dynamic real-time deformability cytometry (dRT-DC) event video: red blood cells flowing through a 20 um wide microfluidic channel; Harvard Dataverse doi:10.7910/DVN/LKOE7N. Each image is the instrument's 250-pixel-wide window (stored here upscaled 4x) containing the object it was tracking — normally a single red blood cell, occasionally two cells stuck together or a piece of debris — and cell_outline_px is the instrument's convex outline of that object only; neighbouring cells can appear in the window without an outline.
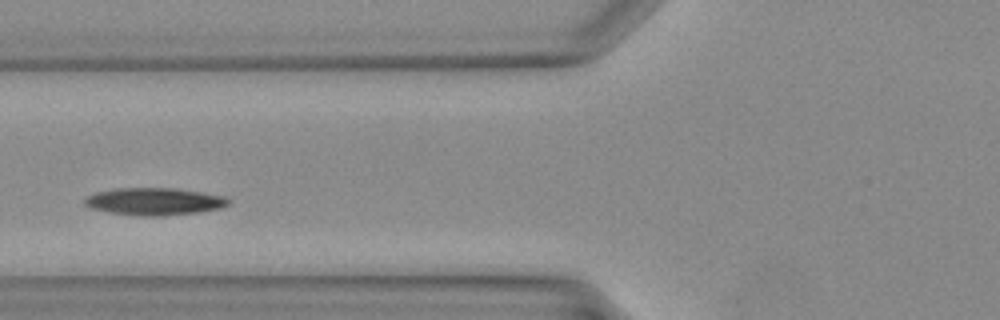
{"species": "Egyptian fruit bat (a non-hibernating species)", "species_latin": "Rousettus aegyptiacus", "temperature_condition": "warm", "stored_images_in_passage": 13, "camera_frame_rate_fps": 3000, "um_per_image_px": 0.085, "animal": {"sex": "female"}, "frame": {"image": 1, "passage_image": 7, "time_ms": 2.0, "image_size_px": [1000, 320], "cell_outline_px": [[228, 204], [220, 208], [196, 212], [160, 216], [140, 216], [108, 212], [88, 208], [84, 204], [84, 200], [88, 196], [96, 192], [116, 188], [172, 188], [200, 192], [224, 196], [228, 200]], "centroid_in_image_um": [13.05, 17.13], "position_along_channel_um": 112.8, "area_um2": 22.72}}